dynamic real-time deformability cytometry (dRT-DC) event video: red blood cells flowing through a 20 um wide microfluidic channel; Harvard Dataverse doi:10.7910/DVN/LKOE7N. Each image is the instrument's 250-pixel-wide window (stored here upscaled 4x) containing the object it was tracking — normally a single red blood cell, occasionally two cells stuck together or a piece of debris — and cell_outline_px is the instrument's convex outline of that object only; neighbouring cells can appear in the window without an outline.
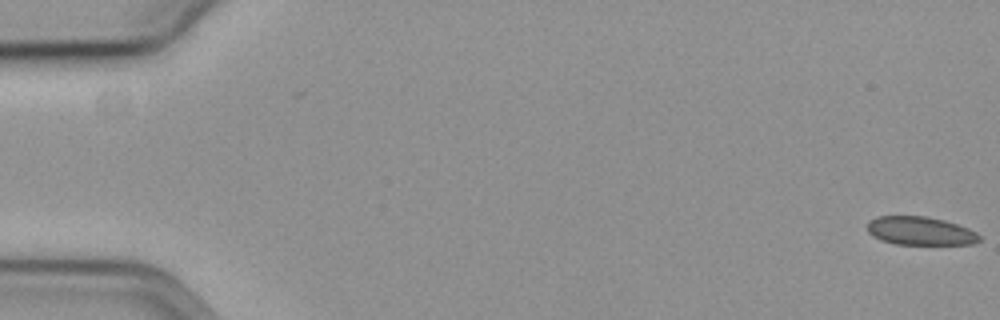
{"species": "common noctule bat (a hibernating species)", "species_latin": "Nyctalus noctula", "temperature_condition": "cold", "stored_images_in_passage": 10, "camera_frame_rate_fps": 3000, "um_per_image_px": 0.085, "animal": {"sex": "female", "body_mass_g": 19.3, "forearm_length_mm": 54.1}, "frame": {"image": 1, "passage_image": 1, "time_ms": 0.0, "image_size_px": [1000, 320], "cell_outline_px": [[980, 240], [972, 244], [896, 244], [880, 240], [872, 236], [868, 232], [868, 220], [876, 216], [924, 216], [944, 220], [968, 228], [976, 232], [980, 236]], "centroid_in_image_um": [78.19, 19.62], "position_along_channel_um": 6.8, "area_um2": 18.55}}